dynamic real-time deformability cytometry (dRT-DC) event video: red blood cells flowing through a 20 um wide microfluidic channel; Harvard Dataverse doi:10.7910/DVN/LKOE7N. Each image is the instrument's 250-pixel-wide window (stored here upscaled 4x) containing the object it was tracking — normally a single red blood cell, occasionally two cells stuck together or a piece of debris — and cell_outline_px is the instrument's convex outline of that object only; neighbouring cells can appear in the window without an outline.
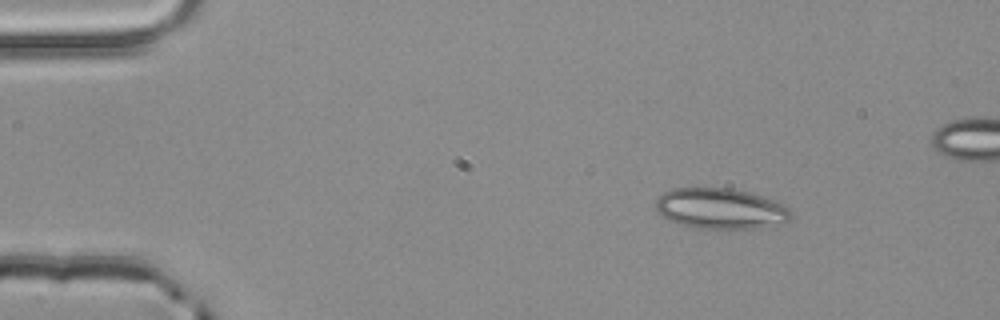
{"species": "common noctule bat (a hibernating species)", "species_latin": "Nyctalus noctula", "temperature_condition": "room temperature", "stored_images_in_passage": 3, "camera_frame_rate_fps": 3000, "um_per_image_px": 0.085, "animal": {"sex": "male", "body_mass_g": 20.4}, "frame": {"image": 1, "passage_image": 1, "time_ms": 0.0, "image_size_px": [1000, 320], "cell_outline_px": [[792, 216], [788, 220], [764, 228], [692, 228], [668, 220], [660, 216], [656, 208], [656, 200], [664, 192], [672, 188], [732, 188], [748, 192], [772, 200], [788, 208], [792, 212]], "centroid_in_image_um": [61.2, 17.73], "position_along_channel_um": 23.8, "area_um2": 31.91}}